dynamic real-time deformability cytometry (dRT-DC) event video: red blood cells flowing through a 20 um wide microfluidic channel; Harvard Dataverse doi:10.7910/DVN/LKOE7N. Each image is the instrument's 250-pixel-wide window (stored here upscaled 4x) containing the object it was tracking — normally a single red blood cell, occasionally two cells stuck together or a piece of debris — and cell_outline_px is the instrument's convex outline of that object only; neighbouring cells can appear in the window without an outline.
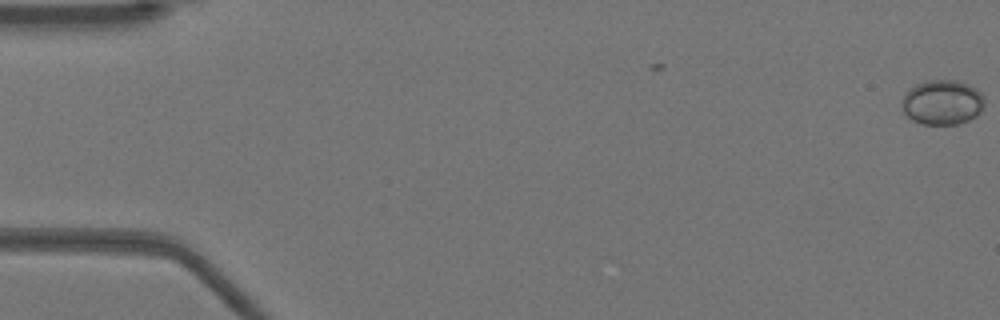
{"species": "Egyptian fruit bat (a non-hibernating species)", "species_latin": "Rousettus aegyptiacus", "temperature_condition": "warm", "stored_images_in_passage": 8, "camera_frame_rate_fps": 3000, "um_per_image_px": 0.085, "animal": {"sex": "female"}, "frame": {"image": 1, "passage_image": 1, "time_ms": 0.0, "image_size_px": [1000, 320], "cell_outline_px": [[984, 104], [976, 116], [960, 124], [920, 124], [912, 120], [900, 108], [900, 100], [908, 88], [916, 84], [928, 80], [960, 80], [976, 88], [984, 96]], "centroid_in_image_um": [80.06, 8.69], "position_along_channel_um": 4.9, "area_um2": 21.96}}